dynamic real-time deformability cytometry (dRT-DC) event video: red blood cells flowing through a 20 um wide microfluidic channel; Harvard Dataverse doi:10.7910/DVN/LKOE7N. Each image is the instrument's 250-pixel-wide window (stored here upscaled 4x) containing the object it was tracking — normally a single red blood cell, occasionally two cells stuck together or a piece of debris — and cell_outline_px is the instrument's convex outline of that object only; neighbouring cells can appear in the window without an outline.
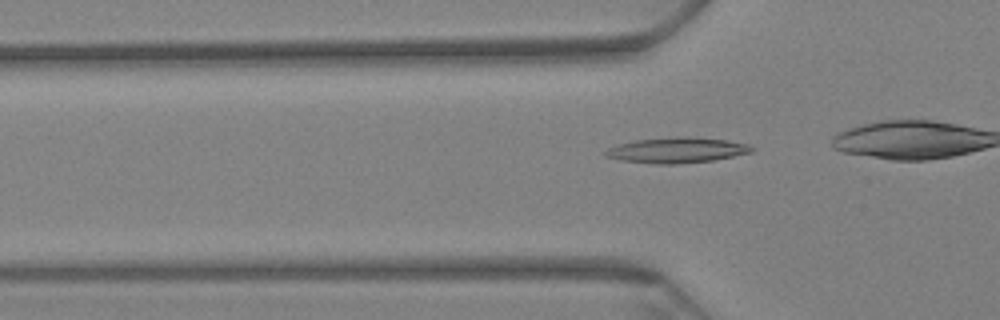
{"species": "Egyptian fruit bat (a non-hibernating species)", "species_latin": "Rousettus aegyptiacus", "temperature_condition": "warm", "stored_images_in_passage": 39, "camera_frame_rate_fps": 3000, "um_per_image_px": 0.085, "animal": {"sex": "female"}, "frame": {"image": 1, "passage_image": 10, "time_ms": 3.0, "image_size_px": [1000, 320], "cell_outline_px": [[756, 148], [752, 152], [712, 160], [676, 164], [656, 164], [620, 160], [604, 156], [604, 152], [608, 148], [620, 144], [636, 140], [676, 136], [684, 136], [728, 140], [748, 144]], "centroid_in_image_um": [57.53, 12.76], "position_along_channel_um": 68.3, "area_um2": 21.68}}
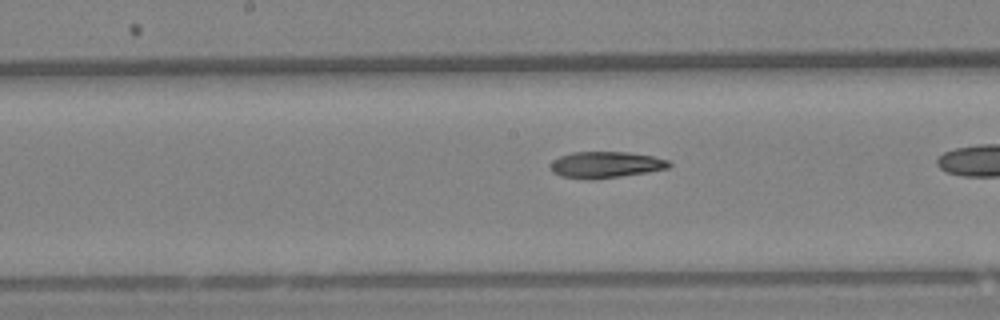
{"frame": {"image": 2, "passage_image": 22, "time_ms": 7.0, "image_size_px": [1000, 320], "cell_outline_px": [[672, 164], [668, 168], [648, 172], [620, 176], [588, 180], [560, 176], [552, 172], [552, 160], [560, 156], [572, 152], [628, 152], [652, 156], [668, 160]], "centroid_in_image_um": [51.48, 14.0], "position_along_channel_um": 196.7, "area_um2": 18.15}}
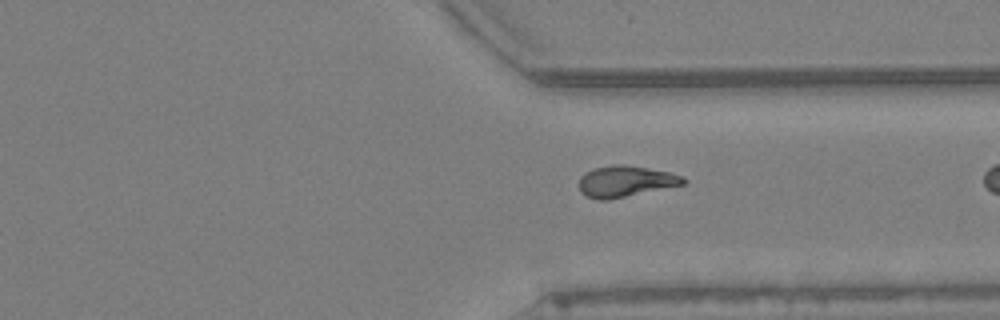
{"frame": {"image": 3, "passage_image": 37, "time_ms": 12.0, "image_size_px": [1000, 320], "cell_outline_px": [[688, 180], [684, 184], [608, 200], [600, 200], [588, 196], [580, 192], [580, 176], [584, 172], [592, 168], [616, 164], [624, 164], [668, 172], [684, 176]], "centroid_in_image_um": [53.16, 15.4], "position_along_channel_um": 358.2, "area_um2": 18.84}}